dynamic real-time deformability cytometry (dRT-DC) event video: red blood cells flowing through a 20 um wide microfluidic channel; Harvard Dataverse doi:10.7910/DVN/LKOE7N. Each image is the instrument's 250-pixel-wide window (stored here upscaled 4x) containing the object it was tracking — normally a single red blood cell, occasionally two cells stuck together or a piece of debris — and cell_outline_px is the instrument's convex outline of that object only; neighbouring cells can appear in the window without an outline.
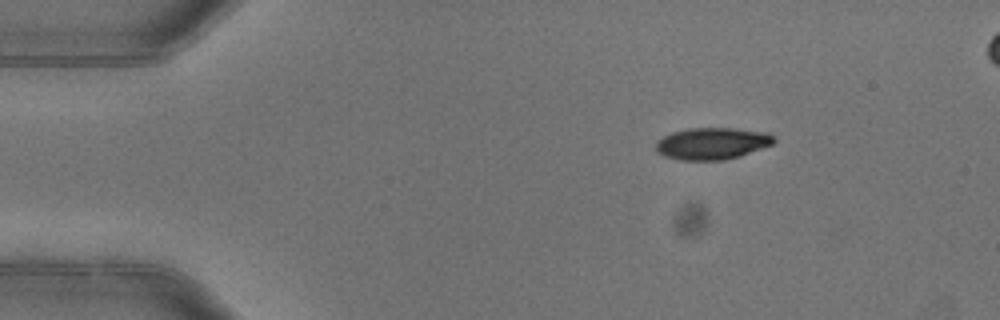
{"species": "common noctule bat (a hibernating species)", "species_latin": "Nyctalus noctula", "temperature_condition": "warm", "stored_images_in_passage": 4, "camera_frame_rate_fps": 3000, "um_per_image_px": 0.085, "animal": {"sex": "female"}, "frame": {"image": 1, "passage_image": 1, "time_ms": 0.0, "image_size_px": [1000, 320], "cell_outline_px": [[776, 140], [772, 144], [740, 156], [724, 160], [680, 160], [664, 156], [656, 152], [656, 140], [672, 132], [688, 128], [732, 128], [768, 132]], "centroid_in_image_um": [60.5, 12.19], "position_along_channel_um": 24.5, "area_um2": 21.96}}